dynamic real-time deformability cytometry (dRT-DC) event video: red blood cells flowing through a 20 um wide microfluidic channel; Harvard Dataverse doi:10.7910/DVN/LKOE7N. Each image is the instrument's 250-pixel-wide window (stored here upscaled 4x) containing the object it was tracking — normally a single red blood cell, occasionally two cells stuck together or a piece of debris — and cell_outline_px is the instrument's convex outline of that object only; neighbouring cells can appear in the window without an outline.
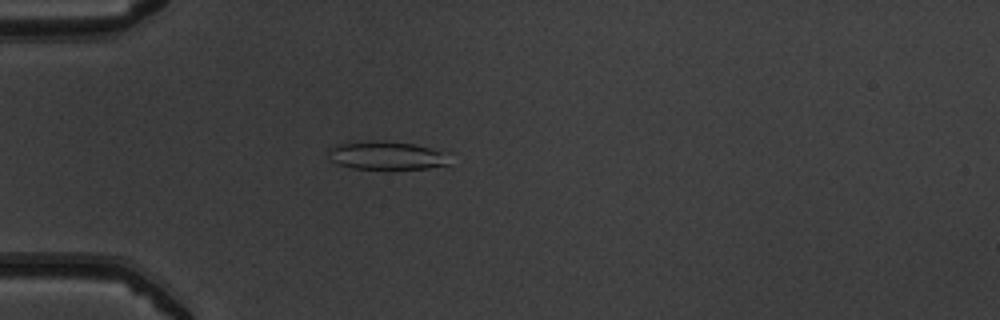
{"species": "common noctule bat (a hibernating species)", "species_latin": "Nyctalus noctula", "temperature_condition": "warm", "stored_images_in_passage": 50, "camera_frame_rate_fps": 3000, "um_per_image_px": 0.085, "animal": {"sex": "male", "body_mass_g": 19.5, "forearm_length_mm": 54.6}, "frame": {"image": 1, "passage_image": 15, "time_ms": 4.667, "image_size_px": [1000, 320], "cell_outline_px": [[452, 152], [448, 164], [428, 168], [352, 168], [336, 164], [332, 160], [328, 152], [328, 148], [336, 144], [372, 140], [384, 140], [412, 144]], "centroid_in_image_um": [32.9, 13.19], "position_along_channel_um": 52.1, "area_um2": 20.17}}
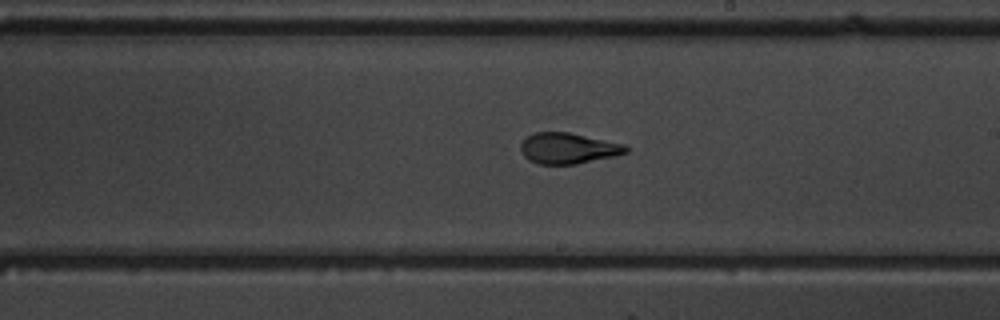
{"frame": {"image": 2, "passage_image": 30, "time_ms": 9.667, "image_size_px": [1000, 320], "cell_outline_px": [[632, 148], [628, 152], [616, 156], [576, 164], [540, 164], [528, 160], [524, 156], [520, 148], [520, 144], [528, 136], [536, 132], [568, 132], [624, 144]], "centroid_in_image_um": [48.32, 12.61], "position_along_channel_um": 240.7, "area_um2": 18.96}}
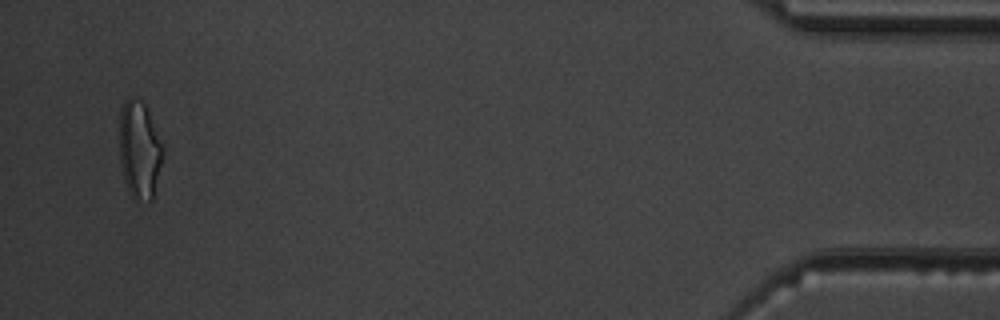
{"frame": {"image": 3, "passage_image": 49, "time_ms": 16.0, "image_size_px": [1000, 320], "cell_outline_px": [[164, 152], [152, 200], [148, 204], [136, 200], [128, 192], [124, 180], [120, 160], [120, 108], [124, 100], [128, 96], [136, 96], [144, 104], [164, 144]], "centroid_in_image_um": [11.86, 12.74], "position_along_channel_um": 423.3, "area_um2": 25.14}, "authors_computed_cell_mechanics": {"area_um2": 20.1722, "velocity_mm_per_s": 4.0612, "shape_relaxation_time_tau1_ms": 11.1181, "shape_relaxation_time_tau2_ms": 1.1285, "deformation_change_tau1": 0.2882, "deformation_change_tau2": 0.0931}}